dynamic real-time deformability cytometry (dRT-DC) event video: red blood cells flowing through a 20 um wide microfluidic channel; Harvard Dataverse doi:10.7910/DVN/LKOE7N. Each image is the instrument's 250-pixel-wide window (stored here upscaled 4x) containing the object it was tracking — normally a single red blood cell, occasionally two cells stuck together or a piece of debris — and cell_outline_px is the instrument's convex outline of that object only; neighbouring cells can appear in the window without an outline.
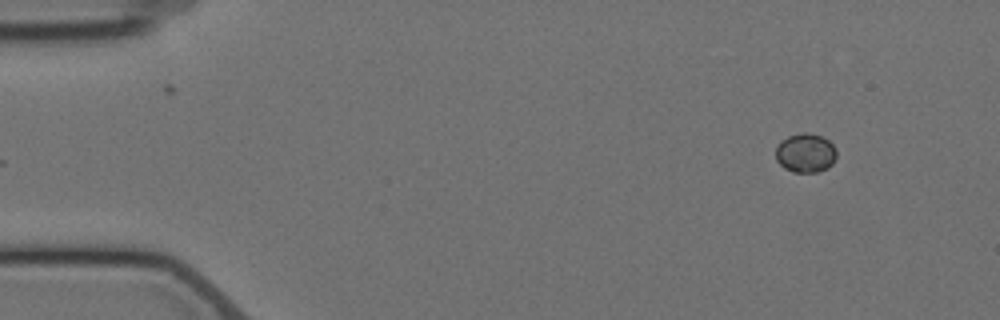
{"species": "Egyptian fruit bat (a non-hibernating species)", "species_latin": "Rousettus aegyptiacus", "temperature_condition": "cold", "stored_images_in_passage": 5, "camera_frame_rate_fps": 3000, "um_per_image_px": 0.085, "animal": {"sex": "female"}, "frame": {"image": 1, "passage_image": 1, "time_ms": 0.0, "image_size_px": [1000, 320], "cell_outline_px": [[836, 156], [832, 164], [828, 168], [816, 172], [792, 172], [784, 168], [776, 160], [776, 148], [780, 140], [788, 136], [804, 132], [820, 136], [828, 140], [836, 148]], "centroid_in_image_um": [68.46, 13.01], "position_along_channel_um": 16.5, "area_um2": 13.87}}
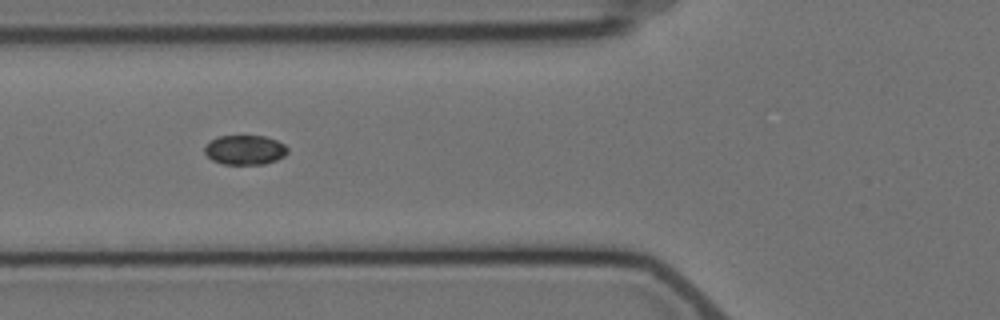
{"frame": {"image": 2, "passage_image": 4, "time_ms": 5.333, "image_size_px": [1000, 320], "cell_outline_px": [[288, 152], [284, 156], [276, 160], [264, 164], [224, 164], [212, 160], [204, 152], [204, 144], [220, 136], [264, 136], [276, 140], [284, 144], [288, 148]], "centroid_in_image_um": [20.81, 12.74], "position_along_channel_um": 105.0, "area_um2": 14.28}}
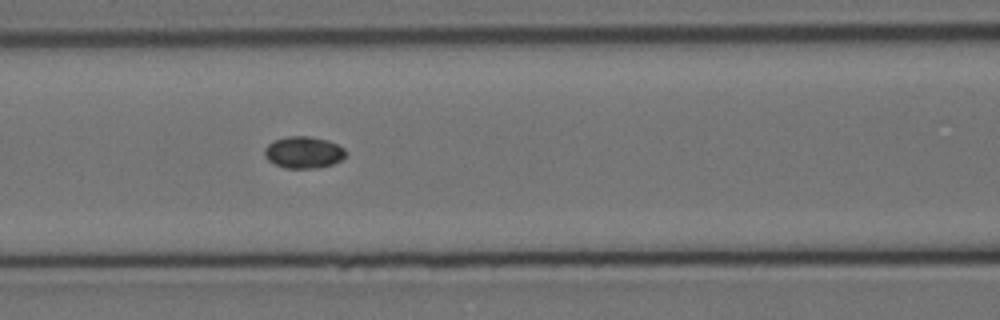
{"frame": {"image": 3, "passage_image": 5, "time_ms": 6.333, "image_size_px": [1000, 320], "cell_outline_px": [[348, 152], [340, 160], [332, 164], [316, 168], [284, 168], [268, 160], [264, 156], [264, 148], [272, 140], [288, 136], [308, 136], [328, 140], [344, 148]], "centroid_in_image_um": [25.78, 12.94], "position_along_channel_um": 140.8, "area_um2": 15.09}}